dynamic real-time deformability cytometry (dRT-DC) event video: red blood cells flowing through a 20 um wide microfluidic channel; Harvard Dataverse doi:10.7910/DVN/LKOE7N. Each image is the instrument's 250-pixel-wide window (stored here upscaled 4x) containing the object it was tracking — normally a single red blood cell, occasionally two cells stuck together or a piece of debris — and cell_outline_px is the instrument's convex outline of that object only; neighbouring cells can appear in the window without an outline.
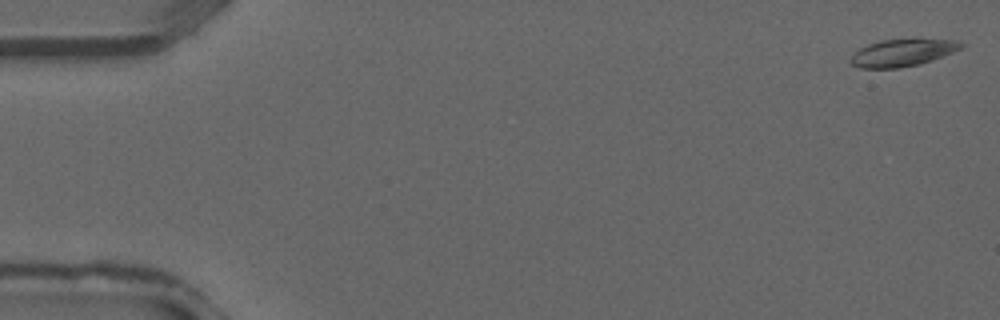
{"species": "common noctule bat (a hibernating species)", "species_latin": "Nyctalus noctula", "temperature_condition": "warm", "stored_images_in_passage": 38, "camera_frame_rate_fps": 3000, "um_per_image_px": 0.085, "animal": {"sex": "male", "forearm_length_mm": 52.5}, "frame": {"image": 1, "passage_image": 1, "time_ms": 0.0, "image_size_px": [1000, 320], "cell_outline_px": [[968, 44], [952, 52], [932, 60], [920, 64], [900, 68], [860, 68], [852, 64], [848, 60], [860, 48], [868, 44], [880, 40], [960, 40]], "centroid_in_image_um": [76.71, 4.49], "position_along_channel_um": 8.3, "area_um2": 17.28}}
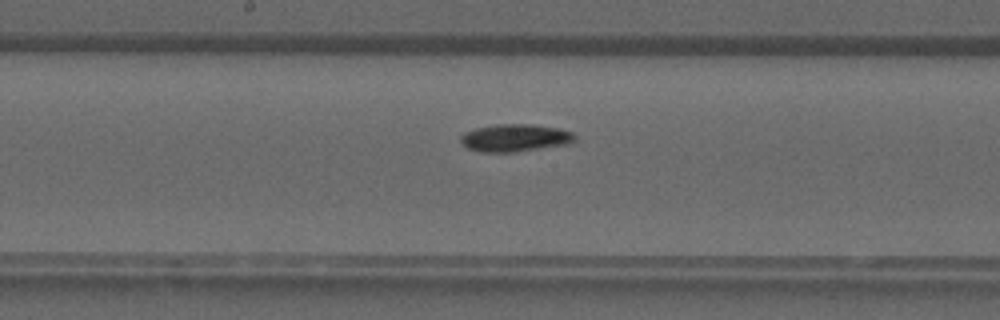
{"frame": {"image": 2, "passage_image": 20, "time_ms": 6.333, "image_size_px": [1000, 320], "cell_outline_px": [[576, 140], [572, 144], [516, 152], [480, 152], [468, 148], [460, 144], [460, 136], [464, 132], [476, 128], [496, 124], [532, 124], [560, 128], [572, 132], [576, 136]], "centroid_in_image_um": [43.81, 11.72], "position_along_channel_um": 204.4, "area_um2": 18.73}}
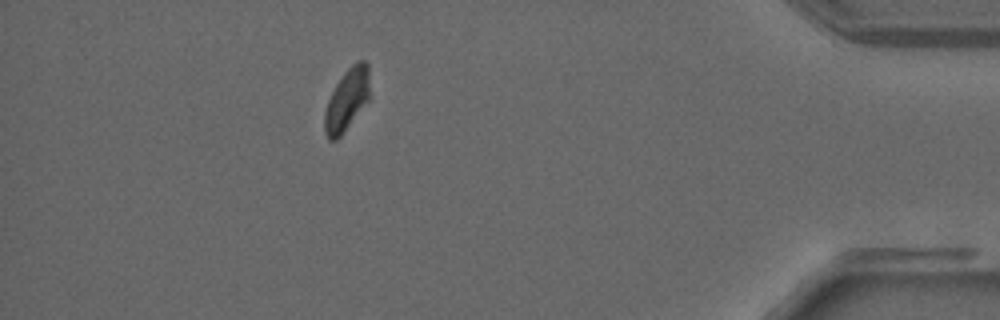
{"frame": {"image": 3, "passage_image": 34, "time_ms": 11.0, "image_size_px": [1000, 320], "cell_outline_px": [[368, 100], [344, 132], [336, 140], [328, 140], [324, 132], [324, 112], [328, 100], [336, 84], [344, 72], [356, 60], [364, 60], [368, 64]], "centroid_in_image_um": [29.45, 8.48], "position_along_channel_um": 405.7, "area_um2": 16.13}}